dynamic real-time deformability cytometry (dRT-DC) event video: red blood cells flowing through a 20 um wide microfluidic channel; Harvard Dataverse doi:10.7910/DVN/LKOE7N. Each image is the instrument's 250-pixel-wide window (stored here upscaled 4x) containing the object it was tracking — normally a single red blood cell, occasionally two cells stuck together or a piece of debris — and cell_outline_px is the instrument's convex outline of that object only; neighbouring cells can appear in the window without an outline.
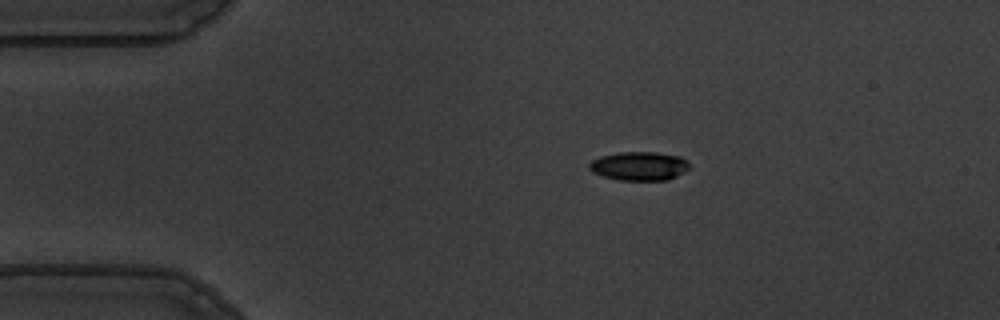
{"species": "common noctule bat (a hibernating species)", "species_latin": "Nyctalus noctula", "temperature_condition": "warm", "stored_images_in_passage": 46, "camera_frame_rate_fps": 3000, "um_per_image_px": 0.085, "animal": {"sex": "male", "body_mass_g": 19.5, "forearm_length_mm": 54.6}, "frame": {"image": 1, "passage_image": 1, "time_ms": 0.0, "image_size_px": [1000, 320], "cell_outline_px": [[692, 168], [668, 180], [620, 180], [604, 176], [592, 172], [588, 168], [588, 164], [592, 160], [600, 156], [620, 152], [656, 152], [680, 156]], "centroid_in_image_um": [54.33, 14.11], "position_along_channel_um": 30.7, "area_um2": 16.82}}
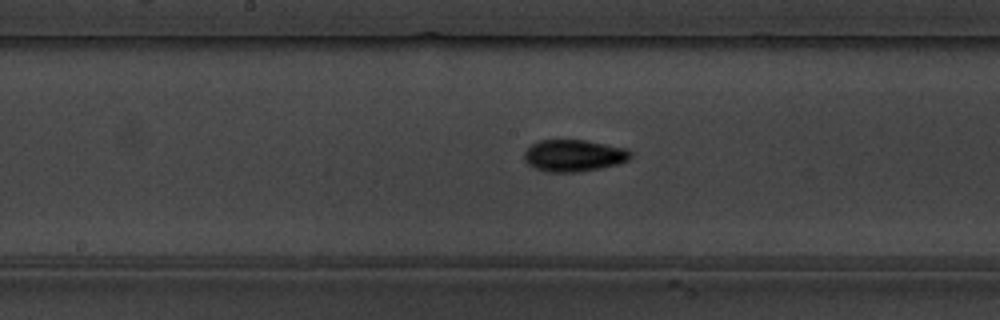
{"frame": {"image": 2, "passage_image": 19, "time_ms": 6.0, "image_size_px": [1000, 320], "cell_outline_px": [[632, 156], [628, 160], [616, 164], [576, 172], [548, 172], [536, 168], [528, 164], [524, 160], [524, 152], [532, 144], [540, 140], [584, 140], [628, 148], [632, 152]], "centroid_in_image_um": [48.77, 13.21], "position_along_channel_um": 199.4, "area_um2": 19.59}}
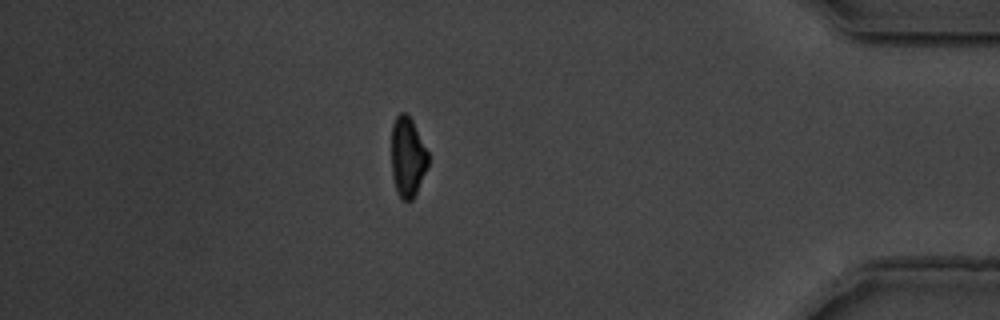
{"frame": {"image": 3, "passage_image": 39, "time_ms": 12.667, "image_size_px": [1000, 320], "cell_outline_px": [[428, 164], [416, 192], [412, 200], [404, 200], [396, 192], [392, 176], [392, 124], [396, 116], [400, 112], [404, 112], [412, 120], [428, 152]], "centroid_in_image_um": [34.63, 13.33], "position_along_channel_um": 400.6, "area_um2": 16.88}, "authors_computed_cell_mechanics": {"area_um2": 18.3804, "velocity_mm_per_s": 3.6151, "shape_relaxation_time_tau1_ms": 4.1009, "shape_relaxation_time_tau2_ms": 2.4468, "deformation_change_tau1": 0.1485, "deformation_change_tau2": 0.0734}}